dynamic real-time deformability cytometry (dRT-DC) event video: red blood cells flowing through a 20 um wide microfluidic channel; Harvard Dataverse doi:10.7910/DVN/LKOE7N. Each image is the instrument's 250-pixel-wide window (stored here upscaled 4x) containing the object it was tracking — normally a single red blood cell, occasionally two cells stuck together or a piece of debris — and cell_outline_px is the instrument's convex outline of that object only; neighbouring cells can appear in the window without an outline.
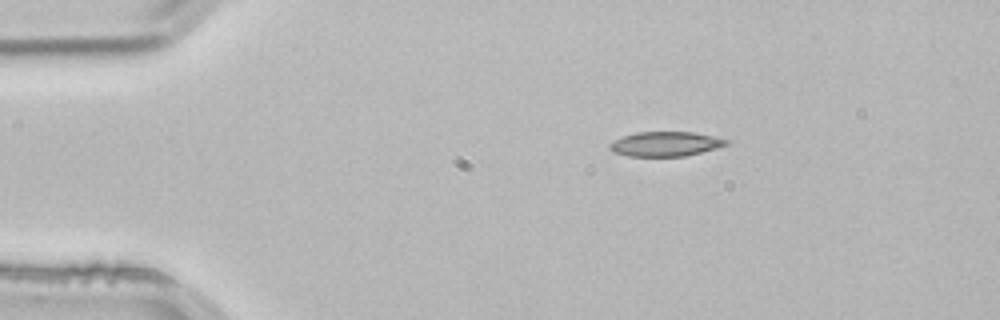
{"species": "common noctule bat (a hibernating species)", "species_latin": "Nyctalus noctula", "temperature_condition": "room temperature", "stored_images_in_passage": 25, "camera_frame_rate_fps": 3000, "um_per_image_px": 0.085, "animal": {"sex": "male", "body_mass_g": 21.5, "forearm_length_mm": 52.0}, "frame": {"image": 1, "passage_image": 1, "time_ms": 0.0, "image_size_px": [1000, 320], "cell_outline_px": [[732, 140], [728, 144], [716, 148], [684, 156], [628, 156], [612, 152], [608, 144], [624, 136], [636, 132], [692, 132]], "centroid_in_image_um": [56.57, 12.23], "position_along_channel_um": 28.4, "area_um2": 16.59}}
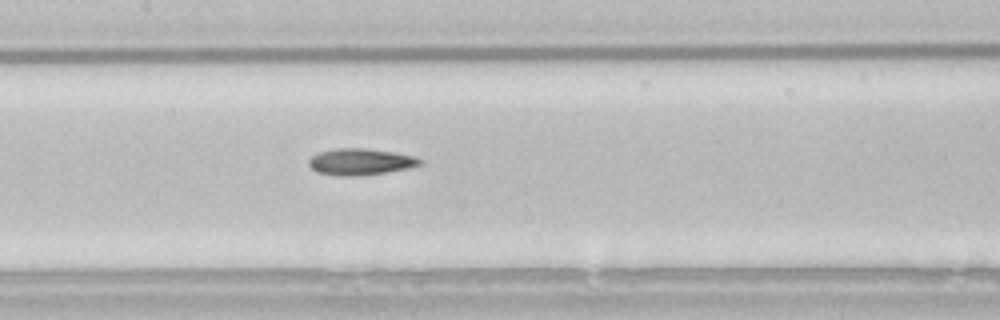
{"frame": {"image": 2, "passage_image": 17, "time_ms": 5.333, "image_size_px": [1000, 320], "cell_outline_px": [[424, 164], [408, 168], [388, 172], [356, 176], [340, 176], [316, 172], [308, 164], [308, 160], [312, 156], [320, 152], [336, 148], [364, 148], [396, 152], [416, 156], [424, 160]], "centroid_in_image_um": [30.69, 13.75], "position_along_channel_um": 176.7, "area_um2": 17.4}}
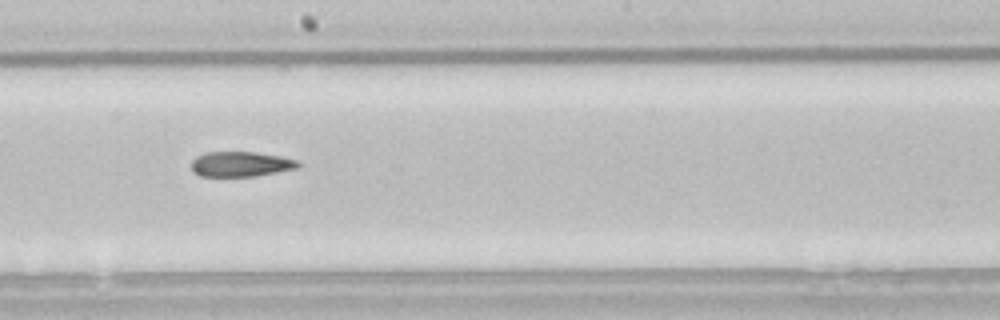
{"frame": {"image": 3, "passage_image": 21, "time_ms": 6.667, "image_size_px": [1000, 320], "cell_outline_px": [[300, 168], [256, 176], [200, 176], [192, 172], [192, 160], [196, 156], [204, 152], [252, 152], [280, 156], [296, 160], [300, 164]], "centroid_in_image_um": [20.45, 13.95], "position_along_channel_um": 227.7, "area_um2": 15.66}}